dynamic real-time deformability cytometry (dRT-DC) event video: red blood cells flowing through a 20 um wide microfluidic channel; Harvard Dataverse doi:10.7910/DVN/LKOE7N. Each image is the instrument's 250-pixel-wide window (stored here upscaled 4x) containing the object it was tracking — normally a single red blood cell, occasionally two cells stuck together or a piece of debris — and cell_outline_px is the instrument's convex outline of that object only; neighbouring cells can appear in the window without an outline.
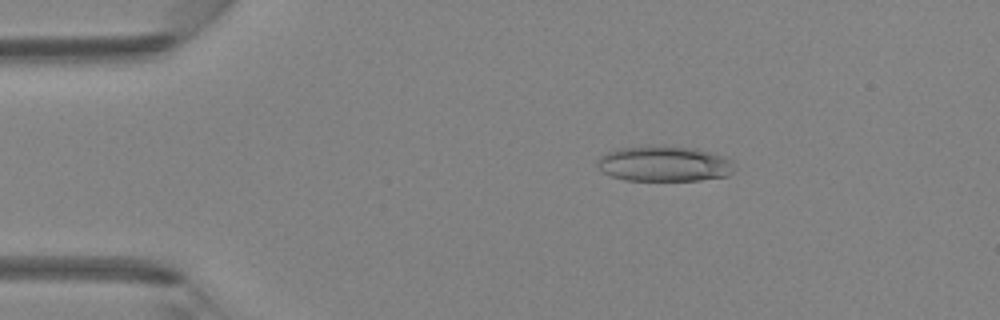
{"species": "Egyptian fruit bat (a non-hibernating species)", "species_latin": "Rousettus aegyptiacus", "temperature_condition": "room temperature", "stored_images_in_passage": 5, "camera_frame_rate_fps": 3000, "um_per_image_px": 0.085, "animal": {"sex": "female"}, "frame": {"image": 1, "passage_image": 3, "time_ms": 0.667, "image_size_px": [1000, 320], "cell_outline_px": [[736, 168], [728, 176], [700, 180], [624, 180], [612, 176], [604, 172], [596, 164], [596, 160], [600, 156], [616, 148], [644, 144], [660, 144], [696, 148], [724, 156], [732, 160], [736, 164]], "centroid_in_image_um": [56.47, 13.88], "position_along_channel_um": 28.5, "area_um2": 29.13}}